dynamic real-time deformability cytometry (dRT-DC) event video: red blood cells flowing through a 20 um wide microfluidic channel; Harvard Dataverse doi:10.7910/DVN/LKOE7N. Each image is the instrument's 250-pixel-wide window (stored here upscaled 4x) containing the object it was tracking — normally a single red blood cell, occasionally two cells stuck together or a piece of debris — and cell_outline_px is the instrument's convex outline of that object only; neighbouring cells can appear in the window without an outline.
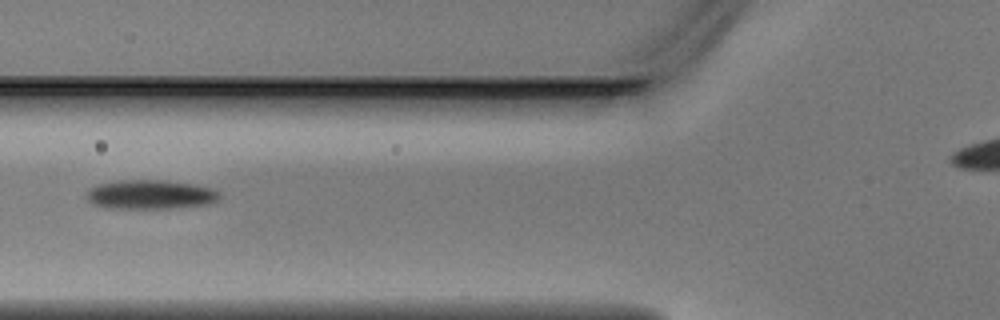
{"species": "Egyptian fruit bat (a non-hibernating species)", "species_latin": "Rousettus aegyptiacus", "temperature_condition": "warm", "stored_images_in_passage": 4, "camera_frame_rate_fps": 3000, "um_per_image_px": 0.085, "animal": {"sex": "male"}, "frame": {"image": 1, "passage_image": 4, "time_ms": 1.0, "image_size_px": [1000, 320], "cell_outline_px": [[220, 196], [216, 200], [208, 204], [168, 208], [104, 208], [92, 204], [88, 200], [88, 192], [92, 188], [100, 184], [116, 180], [168, 180], [192, 184], [212, 188], [220, 192]], "centroid_in_image_um": [12.79, 16.53], "position_along_channel_um": 113.0, "area_um2": 22.48}}